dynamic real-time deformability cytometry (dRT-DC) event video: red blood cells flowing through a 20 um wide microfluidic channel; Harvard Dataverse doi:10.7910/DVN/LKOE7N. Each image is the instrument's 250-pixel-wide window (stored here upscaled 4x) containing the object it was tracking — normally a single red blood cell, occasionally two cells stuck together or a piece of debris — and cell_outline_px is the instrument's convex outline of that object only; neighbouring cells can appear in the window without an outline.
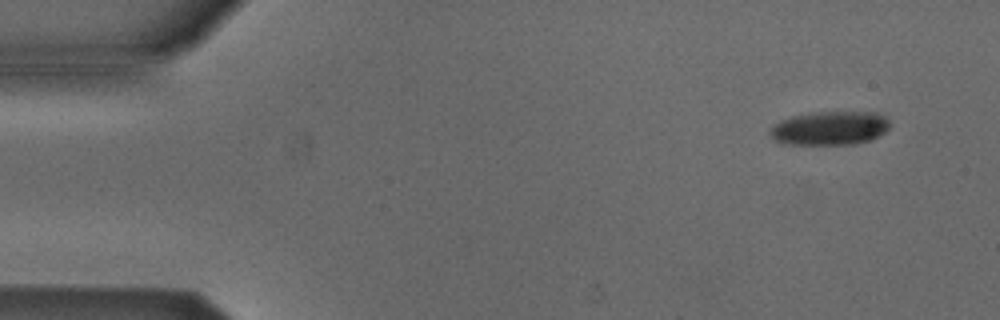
{"species": "Egyptian fruit bat (a non-hibernating species)", "species_latin": "Rousettus aegyptiacus", "temperature_condition": "cold", "stored_images_in_passage": 4, "camera_frame_rate_fps": 3000, "um_per_image_px": 0.085, "animal": {"sex": "male"}, "frame": {"image": 1, "passage_image": 1, "time_ms": 0.0, "image_size_px": [1000, 320], "cell_outline_px": [[888, 128], [884, 132], [872, 140], [856, 144], [784, 144], [776, 140], [768, 132], [780, 120], [792, 116], [812, 112], [880, 112], [888, 120]], "centroid_in_image_um": [70.55, 10.89], "position_along_channel_um": 14.4, "area_um2": 23.58}}
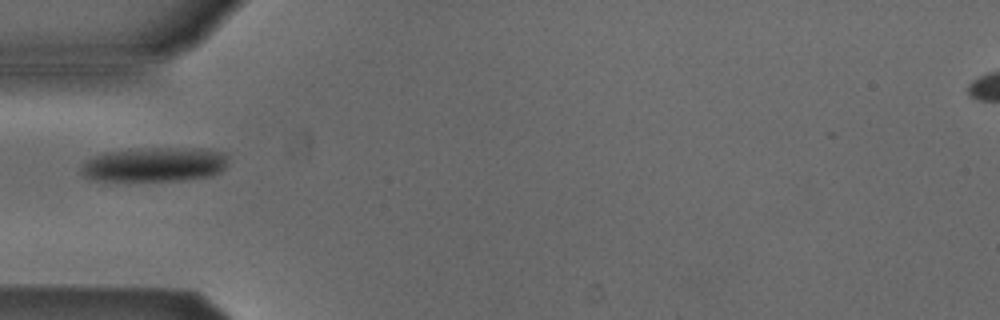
{"frame": {"image": 2, "passage_image": 4, "time_ms": 1.0, "image_size_px": [1000, 320], "cell_outline_px": [[224, 168], [220, 172], [212, 176], [184, 180], [88, 180], [80, 172], [80, 164], [84, 160], [92, 156], [104, 152], [152, 148], [212, 148], [224, 152]], "centroid_in_image_um": [13.08, 13.98], "position_along_channel_um": 71.9, "area_um2": 29.65}}